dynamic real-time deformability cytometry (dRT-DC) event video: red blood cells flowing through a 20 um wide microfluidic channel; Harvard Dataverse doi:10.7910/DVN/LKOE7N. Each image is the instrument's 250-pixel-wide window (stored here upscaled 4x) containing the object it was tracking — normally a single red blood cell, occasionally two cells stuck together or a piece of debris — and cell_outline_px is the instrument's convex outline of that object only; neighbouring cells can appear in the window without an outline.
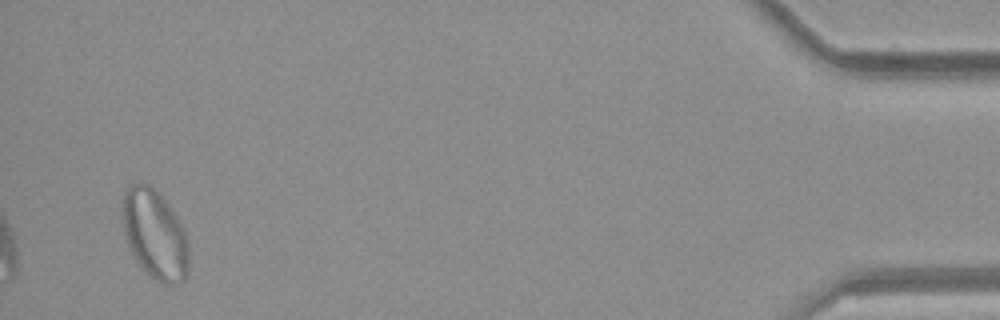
{"species": "common noctule bat (a hibernating species)", "species_latin": "Nyctalus noctula", "temperature_condition": "room temperature", "stored_images_in_passage": 41, "segment_of_instrument_passage": [2, 2], "camera_frame_rate_fps": 3000, "um_per_image_px": 0.085, "animal": {"sex": "female", "body_mass_g": 21.9}, "frame": {"image": 1, "passage_image": 39, "time_ms": 12.667, "image_size_px": [1000, 320], "cell_outline_px": [[188, 276], [180, 284], [164, 284], [156, 280], [136, 260], [124, 236], [120, 204], [124, 192], [132, 184], [152, 184], [160, 192], [168, 204], [180, 224], [188, 240]], "centroid_in_image_um": [13.14, 19.9], "position_along_channel_um": 422.1, "area_um2": 34.74}}